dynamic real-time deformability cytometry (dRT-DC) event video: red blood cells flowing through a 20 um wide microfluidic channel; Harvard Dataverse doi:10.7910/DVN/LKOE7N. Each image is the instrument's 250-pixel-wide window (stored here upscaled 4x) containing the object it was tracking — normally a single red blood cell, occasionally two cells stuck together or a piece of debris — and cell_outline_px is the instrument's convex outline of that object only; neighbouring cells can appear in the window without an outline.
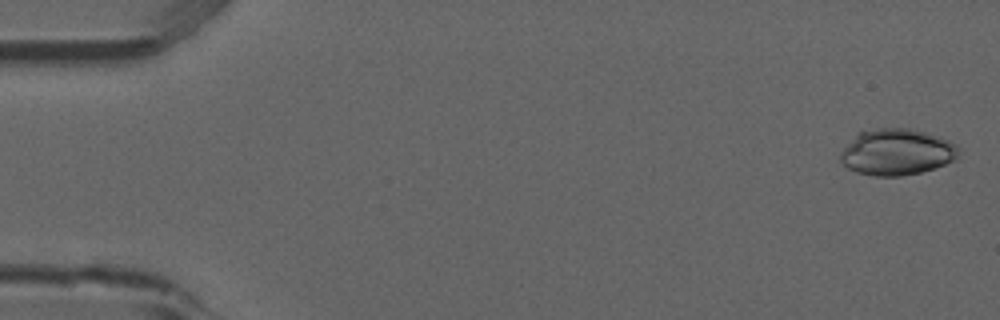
{"species": "common noctule bat (a hibernating species)", "species_latin": "Nyctalus noctula", "temperature_condition": "room temperature", "stored_images_in_passage": 5, "camera_frame_rate_fps": 3000, "um_per_image_px": 0.085, "animal": {"sex": "male", "forearm_length_mm": 52.5}, "frame": {"image": 1, "passage_image": 1, "time_ms": 0.0, "image_size_px": [1000, 320], "cell_outline_px": [[960, 148], [956, 160], [920, 172], [900, 176], [876, 176], [856, 172], [848, 168], [840, 160], [840, 152], [856, 132], [876, 128], [912, 128], [940, 136], [956, 144]], "centroid_in_image_um": [76.22, 12.9], "position_along_channel_um": 8.8, "area_um2": 32.14}}
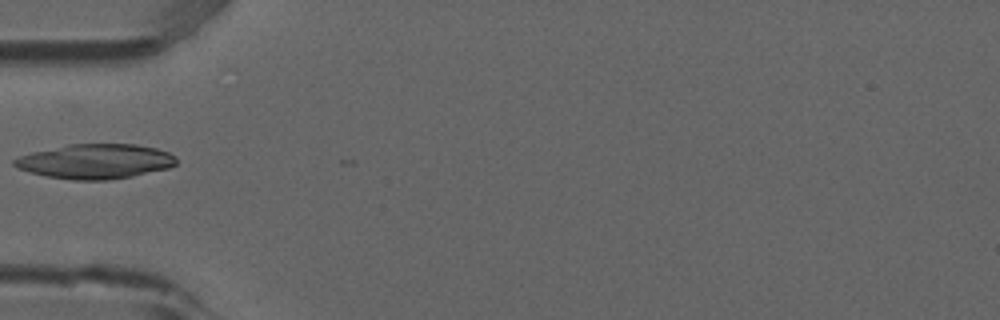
{"frame": {"image": 2, "passage_image": 5, "time_ms": 1.333, "image_size_px": [1000, 320], "cell_outline_px": [[176, 164], [168, 168], [132, 176], [108, 180], [72, 180], [44, 176], [16, 168], [12, 164], [12, 160], [20, 156], [32, 152], [68, 144], [136, 144], [156, 148], [168, 152], [176, 156]], "centroid_in_image_um": [8.09, 13.72], "position_along_channel_um": 76.9, "area_um2": 32.89}}